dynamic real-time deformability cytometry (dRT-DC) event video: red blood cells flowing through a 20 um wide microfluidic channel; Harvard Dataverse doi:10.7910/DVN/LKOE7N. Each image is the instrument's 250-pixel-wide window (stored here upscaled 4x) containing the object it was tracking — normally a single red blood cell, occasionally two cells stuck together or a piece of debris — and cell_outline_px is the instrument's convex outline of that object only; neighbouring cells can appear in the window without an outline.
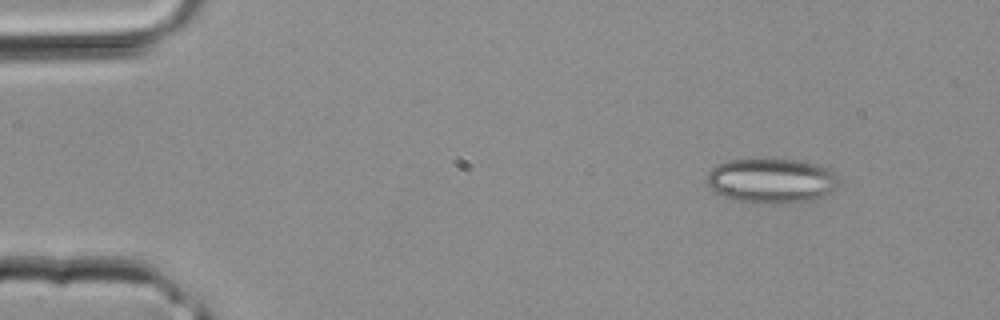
{"species": "common noctule bat (a hibernating species)", "species_latin": "Nyctalus noctula", "temperature_condition": "room temperature", "stored_images_in_passage": 3, "camera_frame_rate_fps": 3000, "um_per_image_px": 0.085, "animal": {"sex": "male", "body_mass_g": 20.4}, "frame": {"image": 1, "passage_image": 1, "time_ms": 0.0, "image_size_px": [1000, 320], "cell_outline_px": [[840, 180], [836, 188], [812, 200], [784, 204], [752, 204], [732, 200], [716, 192], [704, 180], [708, 172], [716, 164], [728, 160], [800, 160], [816, 164], [828, 168]], "centroid_in_image_um": [65.53, 15.38], "position_along_channel_um": 19.5, "area_um2": 34.68}}
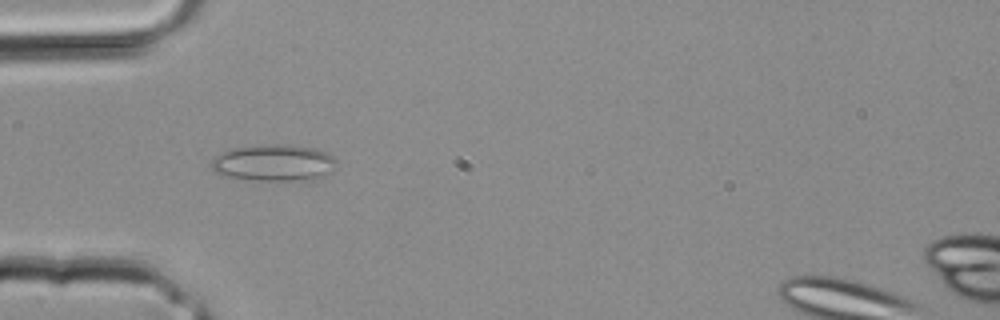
{"frame": {"image": 2, "passage_image": 3, "time_ms": 0.667, "image_size_px": [1000, 320], "cell_outline_px": [[336, 160], [332, 172], [320, 180], [260, 180], [220, 176], [212, 172], [212, 160], [220, 152], [232, 148], [260, 144], [292, 144], [316, 148], [328, 152]], "centroid_in_image_um": [23.3, 13.83], "position_along_channel_um": 61.7, "area_um2": 27.4}}